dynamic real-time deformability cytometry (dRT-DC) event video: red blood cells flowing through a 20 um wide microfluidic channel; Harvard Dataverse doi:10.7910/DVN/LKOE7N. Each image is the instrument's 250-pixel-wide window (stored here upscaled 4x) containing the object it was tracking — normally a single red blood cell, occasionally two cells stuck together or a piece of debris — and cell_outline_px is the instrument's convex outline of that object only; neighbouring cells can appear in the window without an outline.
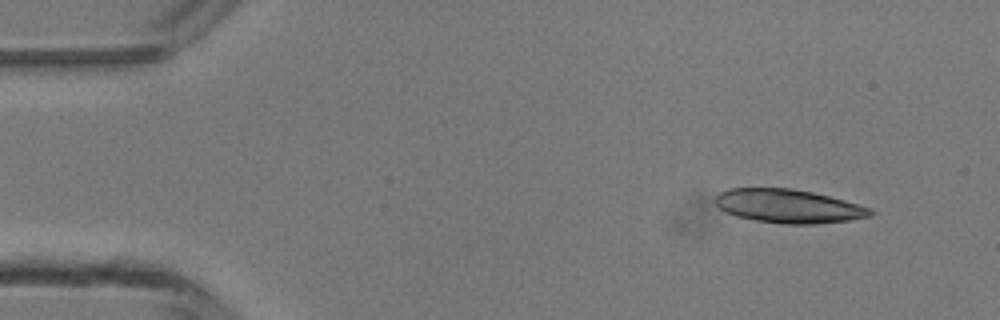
{"species": "common noctule bat (a hibernating species)", "species_latin": "Nyctalus noctula", "temperature_condition": "room temperature", "stored_images_in_passage": 3, "camera_frame_rate_fps": 3000, "um_per_image_px": 0.085, "animal": {"sex": "male", "body_mass_g": 13.3}, "frame": {"image": 1, "passage_image": 1, "time_ms": 0.0, "image_size_px": [1000, 320], "cell_outline_px": [[876, 212], [872, 216], [848, 220], [816, 224], [784, 224], [756, 220], [736, 216], [724, 212], [716, 204], [716, 196], [720, 192], [728, 188], [792, 188], [812, 192], [844, 200], [872, 208]], "centroid_in_image_um": [67.04, 17.52], "position_along_channel_um": 18.0, "area_um2": 30.46}}